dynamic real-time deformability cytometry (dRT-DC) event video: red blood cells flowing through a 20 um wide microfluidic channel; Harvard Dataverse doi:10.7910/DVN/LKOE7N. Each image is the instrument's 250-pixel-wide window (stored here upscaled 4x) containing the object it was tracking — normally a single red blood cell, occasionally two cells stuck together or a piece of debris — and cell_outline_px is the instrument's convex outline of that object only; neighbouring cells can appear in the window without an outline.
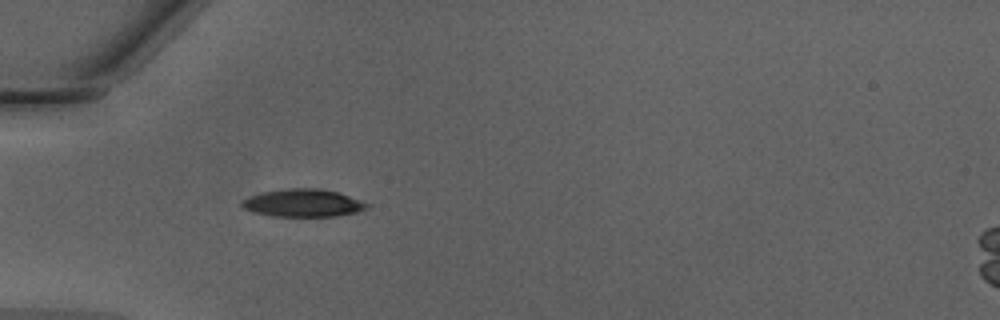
{"species": "Egyptian fruit bat (a non-hibernating species)", "species_latin": "Rousettus aegyptiacus", "temperature_condition": "warm", "stored_images_in_passage": 35, "camera_frame_rate_fps": 3000, "um_per_image_px": 0.085, "animal": {"sex": "male"}, "frame": {"image": 1, "passage_image": 2, "time_ms": 0.333, "image_size_px": [1000, 320], "cell_outline_px": [[368, 208], [356, 212], [336, 216], [272, 216], [252, 212], [244, 208], [240, 204], [240, 200], [248, 196], [260, 192], [288, 188], [320, 188], [336, 192], [348, 196], [368, 204]], "centroid_in_image_um": [25.67, 17.25], "position_along_channel_um": 59.3, "area_um2": 20.17}}
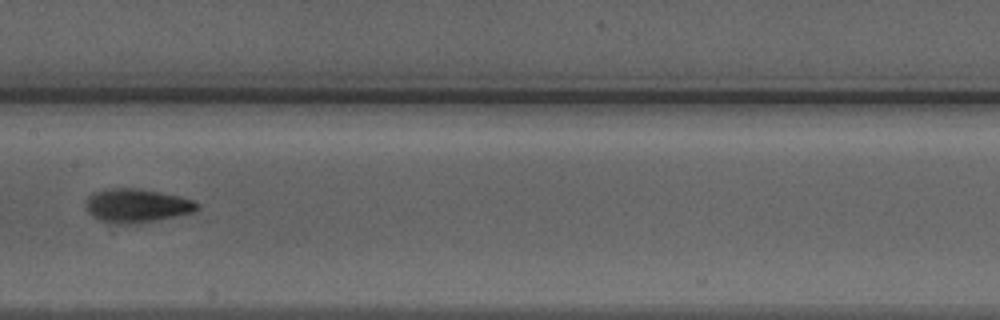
{"frame": {"image": 2, "passage_image": 12, "time_ms": 3.667, "image_size_px": [1000, 320], "cell_outline_px": [[200, 208], [192, 212], [156, 220], [132, 224], [120, 224], [100, 220], [92, 216], [88, 212], [88, 196], [96, 192], [108, 188], [140, 188], [180, 196], [192, 200], [200, 204]], "centroid_in_image_um": [11.66, 17.47], "position_along_channel_um": 195.7, "area_um2": 21.62}}
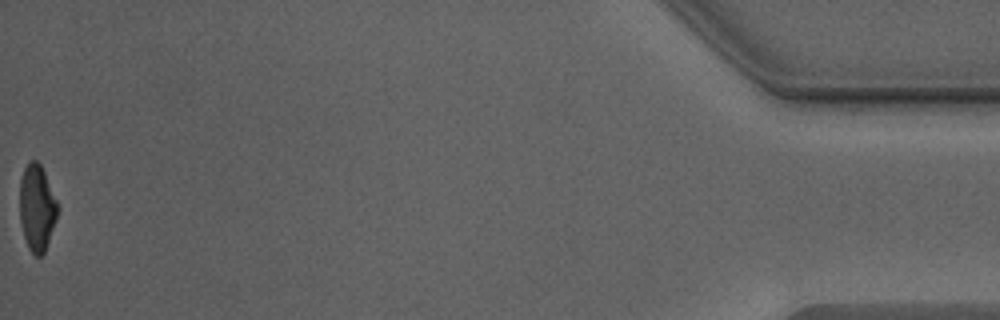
{"frame": {"image": 3, "passage_image": 35, "time_ms": 11.333, "image_size_px": [1000, 320], "cell_outline_px": [[60, 208], [56, 220], [44, 252], [40, 256], [36, 256], [28, 248], [24, 236], [20, 220], [20, 180], [24, 168], [28, 160], [36, 160], [40, 164], [44, 172]], "centroid_in_image_um": [3.14, 17.64], "position_along_channel_um": 432.1, "area_um2": 19.02}, "authors_computed_cell_mechanics": {"area_um2": 20.23, "velocity_mm_per_s": 4.3107, "shape_relaxation_time_tau1_ms": 2.8144, "shape_relaxation_time_tau2_ms": 1.8806, "deformation_change_tau1": 0.1772, "deformation_change_tau2": 0.095}}